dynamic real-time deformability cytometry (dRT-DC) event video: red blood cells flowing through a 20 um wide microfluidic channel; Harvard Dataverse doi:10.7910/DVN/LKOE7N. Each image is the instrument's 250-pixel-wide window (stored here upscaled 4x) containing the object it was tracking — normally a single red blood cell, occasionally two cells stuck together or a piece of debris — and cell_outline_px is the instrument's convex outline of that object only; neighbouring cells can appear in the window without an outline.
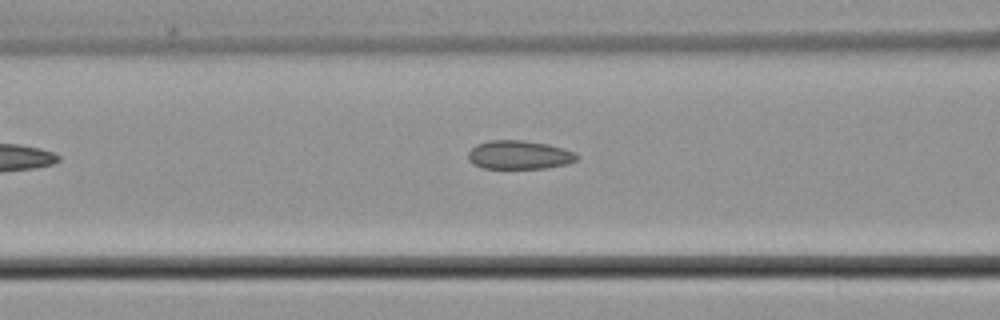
{"species": "common noctule bat (a hibernating species)", "species_latin": "Nyctalus noctula", "temperature_condition": "cold", "stored_images_in_passage": 6, "camera_frame_rate_fps": 3000, "um_per_image_px": 0.085, "animal": {"sex": "male", "body_mass_g": 21.5, "forearm_length_mm": 52.0}, "frame": {"image": 1, "passage_image": 6, "time_ms": 6.333, "image_size_px": [1000, 320], "cell_outline_px": [[580, 156], [576, 160], [568, 164], [544, 168], [484, 168], [472, 164], [468, 160], [468, 152], [476, 144], [488, 140], [524, 140], [548, 144], [564, 148]], "centroid_in_image_um": [44.11, 13.16], "position_along_channel_um": 122.5, "area_um2": 18.26}}